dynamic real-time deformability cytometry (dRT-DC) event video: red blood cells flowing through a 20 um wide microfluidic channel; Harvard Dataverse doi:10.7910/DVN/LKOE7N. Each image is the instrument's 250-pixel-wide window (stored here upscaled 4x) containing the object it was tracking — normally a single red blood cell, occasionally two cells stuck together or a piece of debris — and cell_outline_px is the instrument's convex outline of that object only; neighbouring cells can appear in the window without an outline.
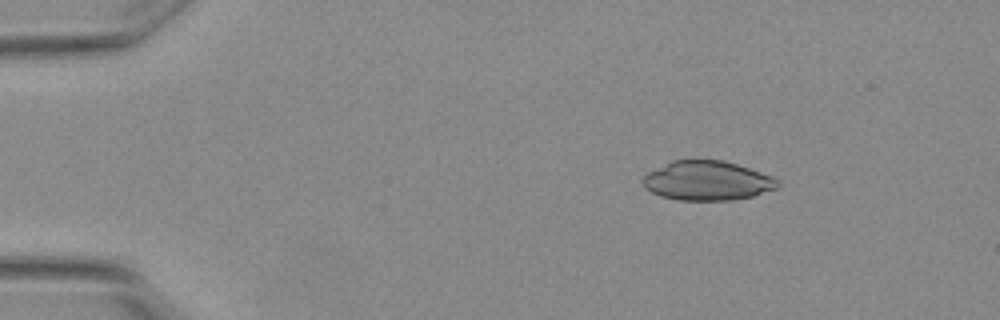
{"species": "Egyptian fruit bat (a non-hibernating species)", "species_latin": "Rousettus aegyptiacus", "temperature_condition": "warm", "stored_images_in_passage": 4, "camera_frame_rate_fps": 3000, "um_per_image_px": 0.085, "animal": {"sex": "female"}, "frame": {"image": 1, "passage_image": 2, "time_ms": 0.333, "image_size_px": [1000, 320], "cell_outline_px": [[780, 184], [776, 188], [752, 196], [732, 200], [676, 200], [660, 196], [644, 188], [640, 180], [648, 172], [672, 160], [724, 160], [772, 176], [780, 180]], "centroid_in_image_um": [60.08, 15.36], "position_along_channel_um": 24.9, "area_um2": 30.98}}